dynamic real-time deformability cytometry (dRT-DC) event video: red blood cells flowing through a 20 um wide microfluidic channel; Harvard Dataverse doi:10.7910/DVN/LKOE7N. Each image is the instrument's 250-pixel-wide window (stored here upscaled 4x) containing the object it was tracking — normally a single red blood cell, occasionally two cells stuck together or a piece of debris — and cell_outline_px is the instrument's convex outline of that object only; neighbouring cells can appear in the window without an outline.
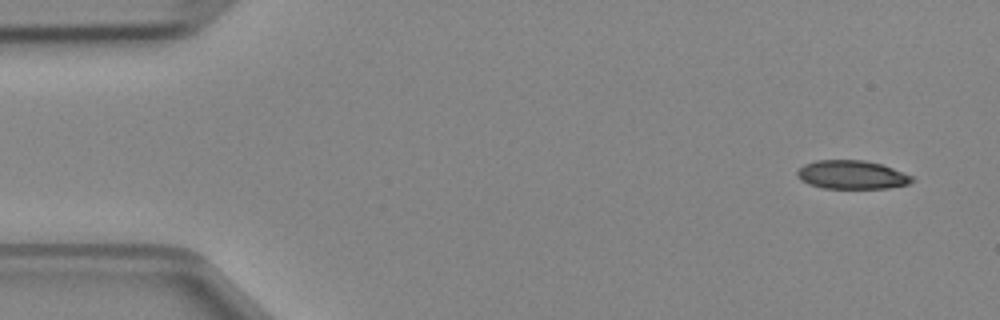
{"species": "Egyptian fruit bat (a non-hibernating species)", "species_latin": "Rousettus aegyptiacus", "temperature_condition": "cold", "stored_images_in_passage": 3, "camera_frame_rate_fps": 3000, "um_per_image_px": 0.085, "animal": {"sex": "female"}, "frame": {"image": 1, "passage_image": 1, "time_ms": 0.0, "image_size_px": [1000, 320], "cell_outline_px": [[916, 180], [908, 184], [888, 188], [824, 188], [808, 184], [800, 180], [796, 176], [796, 172], [804, 164], [816, 160], [864, 160], [880, 164], [892, 168], [912, 176]], "centroid_in_image_um": [72.38, 14.85], "position_along_channel_um": 12.6, "area_um2": 19.13}}